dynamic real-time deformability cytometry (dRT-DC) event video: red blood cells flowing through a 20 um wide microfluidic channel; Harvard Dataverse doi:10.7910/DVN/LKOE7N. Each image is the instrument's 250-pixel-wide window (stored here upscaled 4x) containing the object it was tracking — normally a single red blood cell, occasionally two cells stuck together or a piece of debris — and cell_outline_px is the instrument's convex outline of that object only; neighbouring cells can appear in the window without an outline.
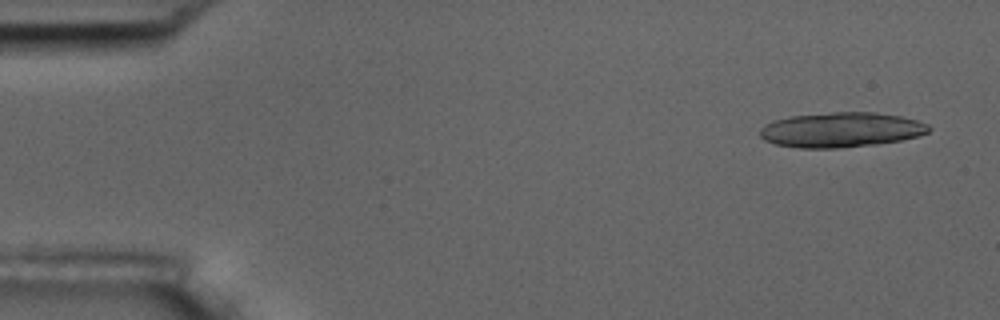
{"species": "common noctule bat (a hibernating species)", "species_latin": "Nyctalus noctula", "temperature_condition": "room temperature", "stored_images_in_passage": 5, "camera_frame_rate_fps": 3000, "um_per_image_px": 0.085, "animal": {"sex": "male", "body_mass_g": 17.5, "forearm_length_mm": 52.3}, "frame": {"image": 1, "passage_image": 1, "time_ms": 0.0, "image_size_px": [1000, 320], "cell_outline_px": [[932, 128], [928, 132], [920, 136], [900, 140], [876, 144], [840, 148], [800, 148], [776, 144], [764, 140], [760, 136], [760, 128], [764, 124], [772, 120], [792, 116], [832, 112], [876, 112], [900, 116], [916, 120], [928, 124]], "centroid_in_image_um": [71.49, 11.03], "position_along_channel_um": 13.5, "area_um2": 34.51}}